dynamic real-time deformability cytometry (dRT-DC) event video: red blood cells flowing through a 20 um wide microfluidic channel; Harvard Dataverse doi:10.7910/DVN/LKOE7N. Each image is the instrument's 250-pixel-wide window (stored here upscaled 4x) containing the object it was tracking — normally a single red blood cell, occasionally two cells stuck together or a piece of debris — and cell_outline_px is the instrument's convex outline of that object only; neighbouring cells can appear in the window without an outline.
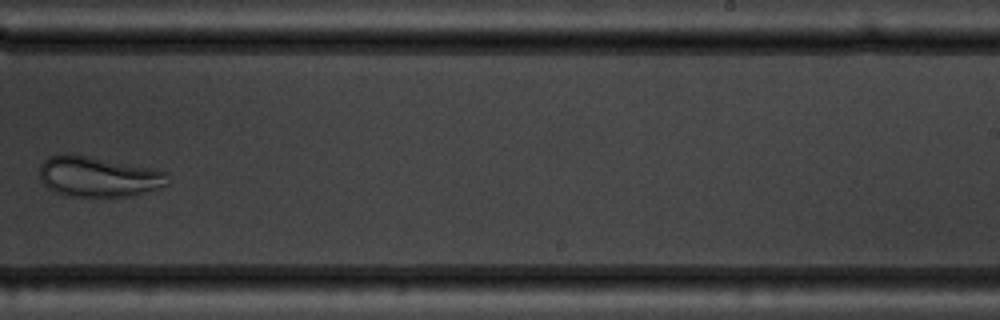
{"species": "common noctule bat (a hibernating species)", "species_latin": "Nyctalus noctula", "temperature_condition": "warm", "stored_images_in_passage": 10, "camera_frame_rate_fps": 3000, "um_per_image_px": 0.085, "animal": {"sex": "male", "body_mass_g": 19.5, "forearm_length_mm": 54.6}, "frame": {"image": 1, "passage_image": 9, "time_ms": 10.333, "image_size_px": [1000, 320], "cell_outline_px": [[168, 184], [156, 188], [128, 196], [104, 200], [68, 196], [56, 192], [48, 188], [44, 184], [40, 176], [40, 164], [48, 156], [64, 152], [72, 152], [168, 172]], "centroid_in_image_um": [8.29, 15.03], "position_along_channel_um": 280.7, "area_um2": 30.98}}